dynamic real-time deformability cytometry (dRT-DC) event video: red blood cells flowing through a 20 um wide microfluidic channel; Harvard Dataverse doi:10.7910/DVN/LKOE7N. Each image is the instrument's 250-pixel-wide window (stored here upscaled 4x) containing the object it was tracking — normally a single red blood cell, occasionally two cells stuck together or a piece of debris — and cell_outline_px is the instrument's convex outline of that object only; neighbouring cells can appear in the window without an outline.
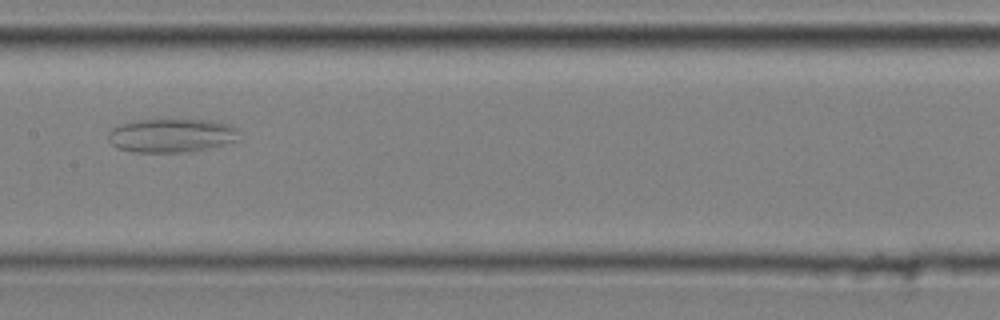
{"species": "common noctule bat (a hibernating species)", "species_latin": "Nyctalus noctula", "temperature_condition": "cold", "stored_images_in_passage": 7, "camera_frame_rate_fps": 3000, "um_per_image_px": 0.085, "animal": {"sex": "male", "body_mass_g": 20.4}, "frame": {"image": 1, "passage_image": 5, "time_ms": 1.333, "image_size_px": [1000, 320], "cell_outline_px": [[240, 140], [208, 148], [188, 152], [132, 152], [116, 148], [108, 140], [108, 132], [112, 128], [120, 124], [136, 120], [212, 120], [232, 124], [240, 128]], "centroid_in_image_um": [14.63, 11.51], "position_along_channel_um": 192.8, "area_um2": 26.18}}
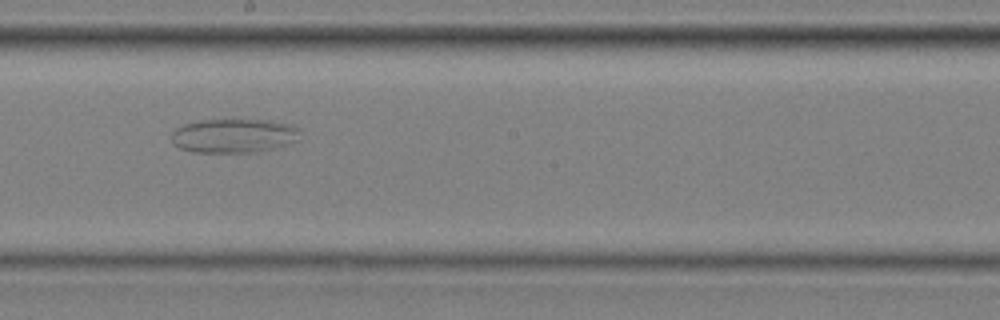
{"frame": {"image": 2, "passage_image": 6, "time_ms": 1.667, "image_size_px": [1000, 320], "cell_outline_px": [[296, 140], [288, 144], [256, 152], [192, 152], [180, 148], [172, 144], [172, 132], [176, 128], [184, 124], [200, 120], [268, 120], [292, 124], [296, 128]], "centroid_in_image_um": [19.8, 11.54], "position_along_channel_um": 228.4, "area_um2": 25.26}}
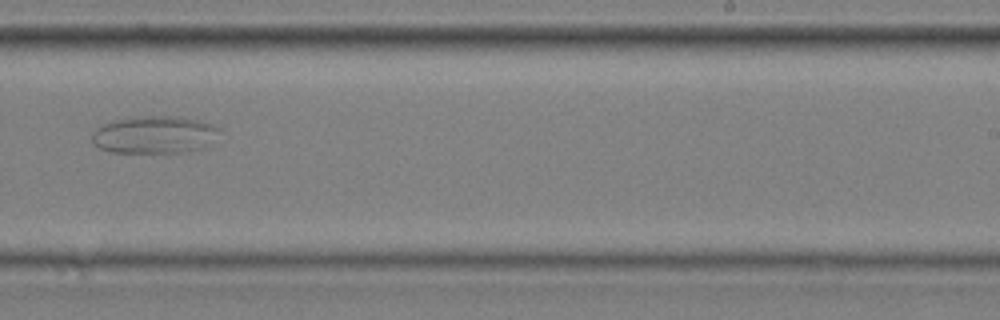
{"frame": {"image": 3, "passage_image": 7, "time_ms": 2.0, "image_size_px": [1000, 320], "cell_outline_px": [[220, 128], [208, 144], [204, 148], [184, 152], [108, 152], [92, 144], [92, 132], [96, 128], [104, 124], [116, 120], [144, 116], [180, 116], [200, 120], [212, 124]], "centroid_in_image_um": [13.1, 11.45], "position_along_channel_um": 275.9, "area_um2": 27.69}}